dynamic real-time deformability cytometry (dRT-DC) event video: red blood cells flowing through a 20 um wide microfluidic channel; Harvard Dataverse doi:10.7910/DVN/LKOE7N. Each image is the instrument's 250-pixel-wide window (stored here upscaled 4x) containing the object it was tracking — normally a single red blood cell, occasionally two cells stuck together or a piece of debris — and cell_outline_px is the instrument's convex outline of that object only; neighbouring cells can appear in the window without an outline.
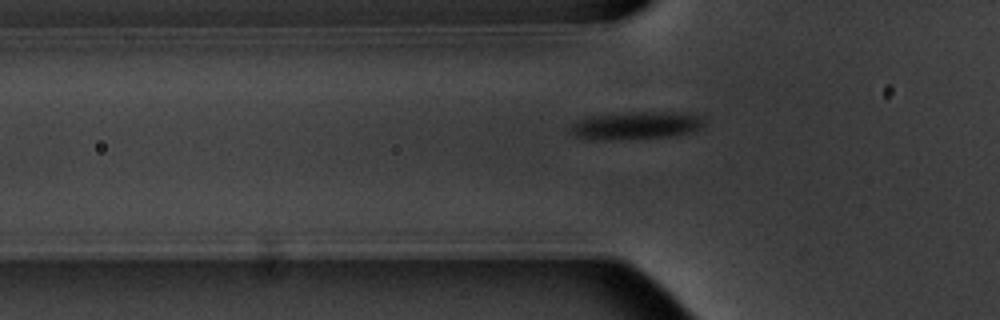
{"species": "common noctule bat (a hibernating species)", "species_latin": "Nyctalus noctula", "temperature_condition": "warm", "stored_images_in_passage": 15, "camera_frame_rate_fps": 3000, "um_per_image_px": 0.085, "animal": {"sex": "male", "body_mass_g": 20.1, "forearm_length_mm": 53.5}, "frame": {"image": 1, "passage_image": 5, "time_ms": 5.667, "image_size_px": [1000, 320], "cell_outline_px": [[708, 120], [704, 128], [672, 136], [604, 140], [584, 140], [568, 132], [568, 128], [572, 124], [580, 120], [592, 116], [632, 112], [696, 112], [704, 116]], "centroid_in_image_um": [54.16, 10.66], "position_along_channel_um": 71.6, "area_um2": 22.2}}
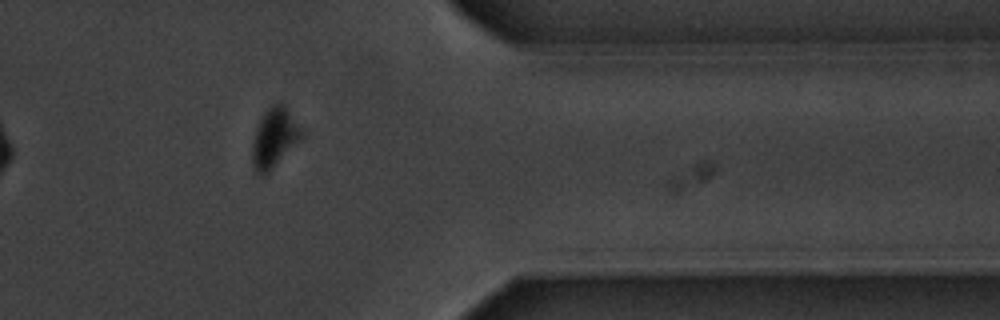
{"frame": {"image": 2, "passage_image": 13, "time_ms": 15.0, "image_size_px": [1000, 320], "cell_outline_px": [[304, 136], [264, 176], [260, 176], [252, 168], [252, 144], [256, 128], [264, 112], [272, 104], [284, 104], [304, 132]], "centroid_in_image_um": [23.31, 11.73], "position_along_channel_um": 388.1, "area_um2": 16.94}}
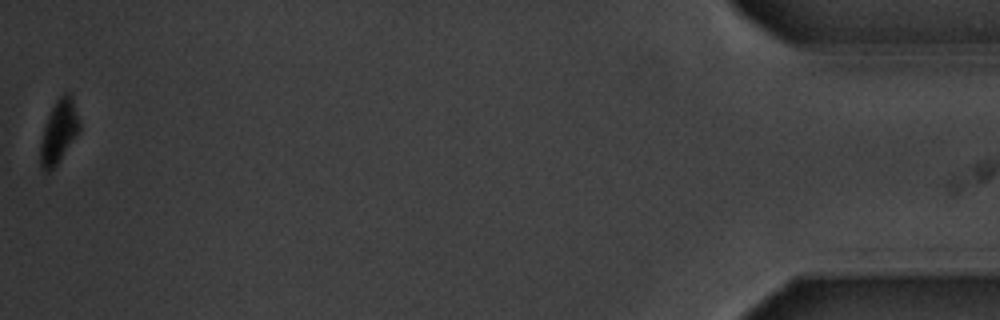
{"frame": {"image": 3, "passage_image": 15, "time_ms": 18.333, "image_size_px": [1000, 320], "cell_outline_px": [[80, 132], [56, 164], [48, 172], [44, 172], [40, 164], [40, 144], [44, 128], [48, 116], [56, 100], [64, 92], [68, 92], [72, 96], [80, 120]], "centroid_in_image_um": [5.02, 11.16], "position_along_channel_um": 430.2, "area_um2": 14.33}, "authors_computed_cell_mechanics": {"area_um2": 19.8254, "velocity_mm_per_s": 3.5271, "shape_relaxation_time_tau1_ms": 1.9823, "shape_relaxation_time_tau2_ms": null, "deformation_change_tau1": 0.0817, "deformation_change_tau2": null}}